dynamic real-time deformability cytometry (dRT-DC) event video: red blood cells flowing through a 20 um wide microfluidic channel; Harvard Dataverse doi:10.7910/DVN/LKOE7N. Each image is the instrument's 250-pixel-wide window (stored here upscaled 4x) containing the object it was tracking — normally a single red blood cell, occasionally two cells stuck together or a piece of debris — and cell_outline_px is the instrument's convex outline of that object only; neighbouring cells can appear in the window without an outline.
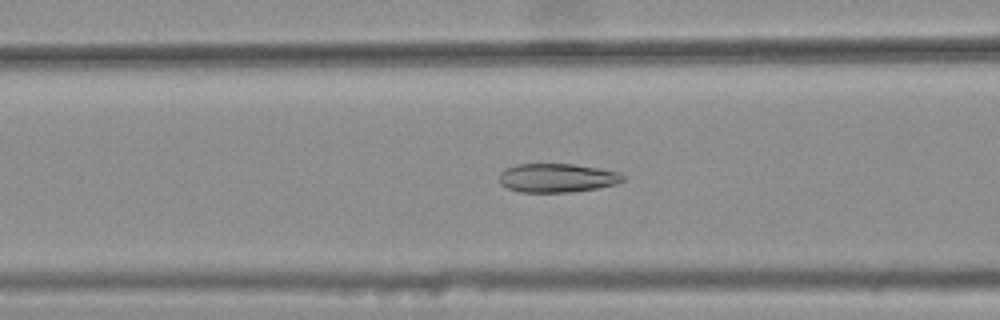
{"species": "common noctule bat (a hibernating species)", "species_latin": "Nyctalus noctula", "temperature_condition": "warm", "stored_images_in_passage": 45, "camera_frame_rate_fps": 3000, "um_per_image_px": 0.085, "animal": {"sex": "female", "body_mass_g": 25.1}, "frame": {"image": 1, "passage_image": 21, "time_ms": 6.667, "image_size_px": [1000, 320], "cell_outline_px": [[624, 180], [616, 184], [596, 188], [568, 192], [520, 192], [508, 188], [500, 184], [500, 172], [504, 168], [516, 164], [572, 164], [620, 172], [624, 176]], "centroid_in_image_um": [47.32, 15.12], "position_along_channel_um": 119.3, "area_um2": 20.69}}
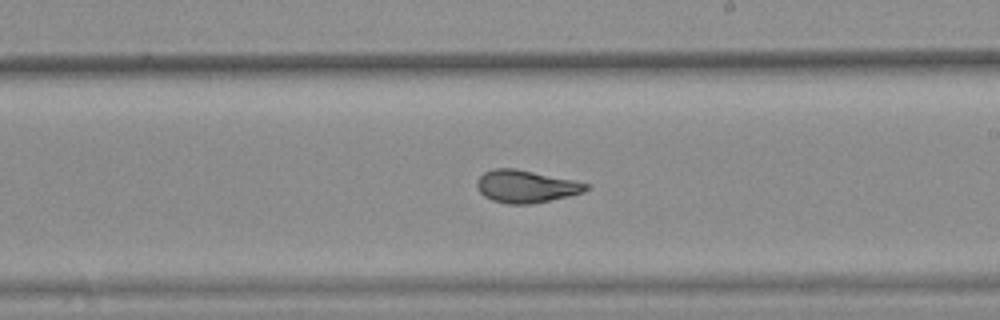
{"frame": {"image": 2, "passage_image": 31, "time_ms": 10.0, "image_size_px": [1000, 320], "cell_outline_px": [[588, 188], [584, 192], [568, 196], [532, 204], [508, 204], [492, 200], [484, 196], [476, 188], [476, 180], [484, 172], [492, 168], [516, 168], [572, 180], [588, 184]], "centroid_in_image_um": [44.65, 15.84], "position_along_channel_um": 244.4, "area_um2": 20.63}}
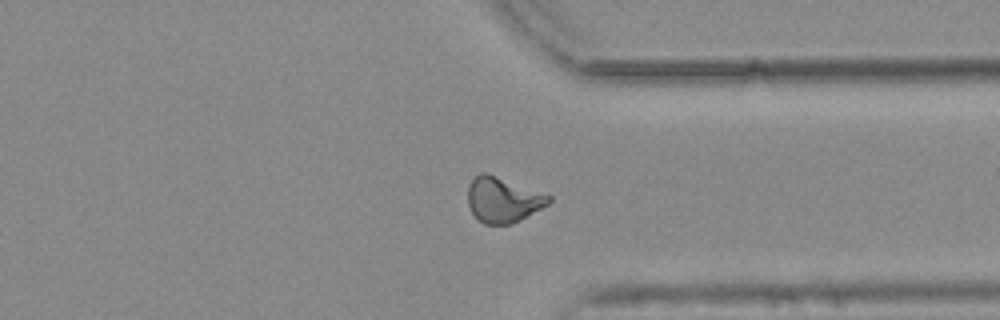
{"frame": {"image": 3, "passage_image": 41, "time_ms": 13.333, "image_size_px": [1000, 320], "cell_outline_px": [[552, 200], [548, 204], [520, 220], [508, 224], [484, 224], [472, 212], [468, 204], [468, 184], [480, 172], [488, 172], [552, 196]], "centroid_in_image_um": [42.75, 16.96], "position_along_channel_um": 368.7, "area_um2": 21.27}, "authors_computed_cell_mechanics": {"area_um2": 21.2704, "velocity_mm_per_s": 3.7642, "shape_relaxation_time_tau1_ms": 6.9921, "shape_relaxation_time_tau2_ms": 1.404, "deformation_change_tau1": 0.1837, "deformation_change_tau2": 0.0691}}